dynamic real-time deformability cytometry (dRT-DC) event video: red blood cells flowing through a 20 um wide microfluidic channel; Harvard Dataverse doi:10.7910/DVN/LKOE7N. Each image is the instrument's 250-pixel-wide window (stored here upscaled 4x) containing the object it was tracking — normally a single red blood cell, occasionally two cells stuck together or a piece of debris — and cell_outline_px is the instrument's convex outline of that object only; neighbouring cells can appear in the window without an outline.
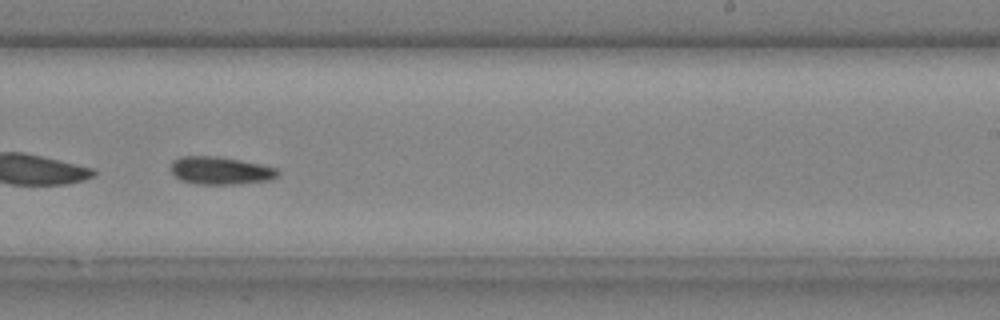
{"species": "common noctule bat (a hibernating species)", "species_latin": "Nyctalus noctula", "temperature_condition": "cold", "stored_images_in_passage": 40, "camera_frame_rate_fps": 3000, "um_per_image_px": 0.085, "animal": {"sex": "male", "body_mass_g": 20.4}, "frame": {"image": 1, "passage_image": 26, "time_ms": 8.333, "image_size_px": [1000, 320], "cell_outline_px": [[280, 172], [272, 180], [240, 184], [196, 184], [180, 180], [172, 172], [172, 160], [180, 156], [216, 156], [240, 160], [260, 164], [276, 168]], "centroid_in_image_um": [18.74, 14.5], "position_along_channel_um": 270.3, "area_um2": 17.34}}